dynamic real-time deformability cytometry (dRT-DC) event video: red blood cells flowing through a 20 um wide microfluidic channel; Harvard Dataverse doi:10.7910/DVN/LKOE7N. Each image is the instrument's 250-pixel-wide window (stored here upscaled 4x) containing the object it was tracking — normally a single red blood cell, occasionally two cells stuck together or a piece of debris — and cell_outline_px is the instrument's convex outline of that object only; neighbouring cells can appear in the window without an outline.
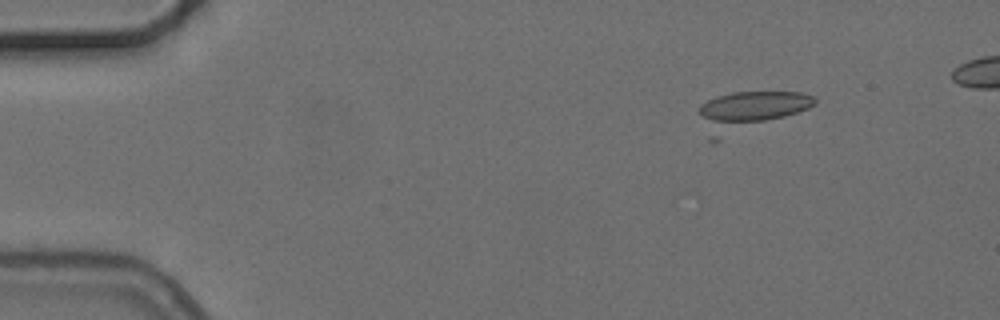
{"species": "common noctule bat (a hibernating species)", "species_latin": "Nyctalus noctula", "temperature_condition": "cold", "stored_images_in_passage": 5, "camera_frame_rate_fps": 3000, "um_per_image_px": 0.085, "animal": {"sex": "female", "body_mass_g": 24.6, "forearm_length_mm": 56.2}, "frame": {"image": 1, "passage_image": 1, "time_ms": 0.0, "image_size_px": [1000, 320], "cell_outline_px": [[816, 104], [808, 108], [784, 116], [764, 120], [720, 124], [704, 116], [700, 112], [700, 104], [716, 96], [732, 92], [800, 92], [816, 96]], "centroid_in_image_um": [64.15, 9.01], "position_along_channel_um": 20.8, "area_um2": 20.06}}